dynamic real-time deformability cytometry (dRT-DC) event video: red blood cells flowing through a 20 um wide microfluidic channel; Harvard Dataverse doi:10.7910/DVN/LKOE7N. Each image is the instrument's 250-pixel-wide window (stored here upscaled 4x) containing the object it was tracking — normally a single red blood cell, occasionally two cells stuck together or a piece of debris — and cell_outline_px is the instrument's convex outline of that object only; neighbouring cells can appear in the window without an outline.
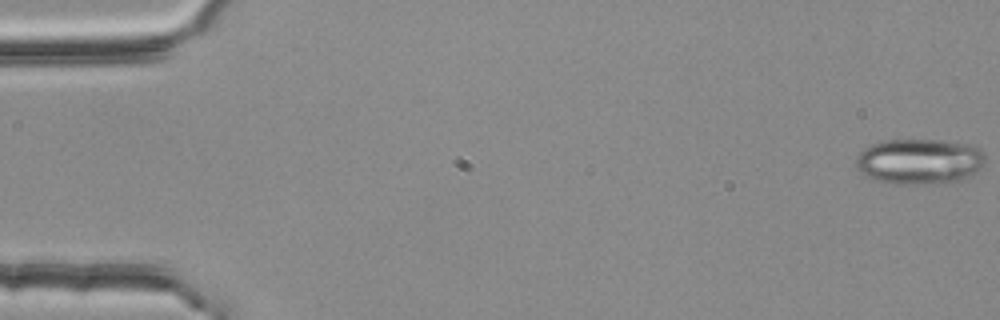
{"species": "common noctule bat (a hibernating species)", "species_latin": "Nyctalus noctula", "temperature_condition": "room temperature", "stored_images_in_passage": 55, "camera_frame_rate_fps": 3000, "um_per_image_px": 0.085, "animal": {"sex": "female", "body_mass_g": 25.1}, "frame": {"image": 1, "passage_image": 1, "time_ms": 0.0, "image_size_px": [1000, 320], "cell_outline_px": [[984, 160], [964, 180], [916, 184], [900, 184], [876, 180], [860, 172], [856, 164], [856, 156], [864, 148], [872, 144], [884, 140], [940, 140], [972, 144], [980, 148], [984, 152]], "centroid_in_image_um": [78.12, 13.69], "position_along_channel_um": 6.9, "area_um2": 33.93}}
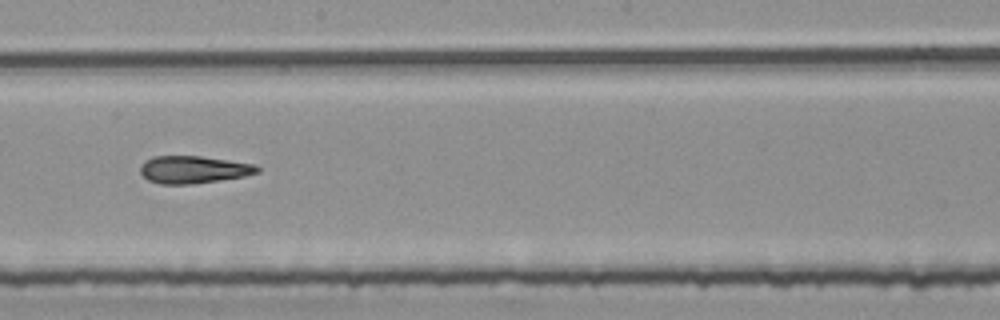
{"frame": {"image": 2, "passage_image": 31, "time_ms": 10.0, "image_size_px": [1000, 320], "cell_outline_px": [[260, 172], [244, 176], [192, 184], [160, 184], [148, 180], [140, 172], [140, 164], [144, 160], [152, 156], [200, 156], [256, 164], [260, 168]], "centroid_in_image_um": [16.42, 14.41], "position_along_channel_um": 231.8, "area_um2": 18.79}}
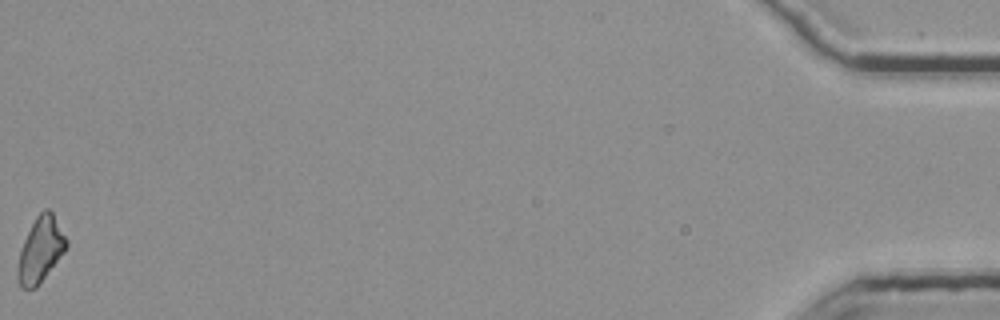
{"frame": {"image": 3, "passage_image": 55, "time_ms": 18.0, "image_size_px": [1000, 320], "cell_outline_px": [[68, 244], [64, 252], [36, 288], [20, 288], [16, 276], [16, 268], [20, 252], [24, 240], [36, 216], [44, 208], [48, 208], [52, 212], [68, 240]], "centroid_in_image_um": [3.43, 21.24], "position_along_channel_um": 431.8, "area_um2": 18.38}, "authors_computed_cell_mechanics": {"area_um2": 19.1318, "velocity_mm_per_s": 3.7973, "shape_relaxation_time_tau1_ms": null, "shape_relaxation_time_tau2_ms": 5.0189, "deformation_change_tau1": null, "deformation_change_tau2": 0.176}}